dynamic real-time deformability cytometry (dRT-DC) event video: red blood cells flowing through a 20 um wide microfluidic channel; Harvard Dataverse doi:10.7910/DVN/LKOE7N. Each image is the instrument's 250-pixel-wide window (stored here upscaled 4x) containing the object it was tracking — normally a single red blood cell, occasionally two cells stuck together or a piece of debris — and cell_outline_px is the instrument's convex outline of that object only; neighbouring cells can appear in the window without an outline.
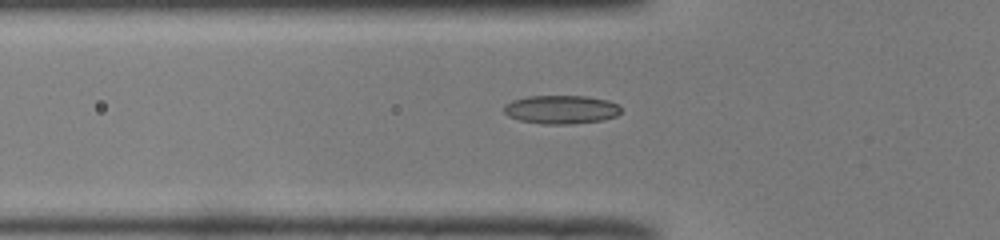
{"species": "common noctule bat (a hibernating species)", "species_latin": "Nyctalus noctula", "temperature_condition": "room temperature", "stored_images_in_passage": 38, "camera_frame_rate_fps": 3000, "um_per_image_px": 0.085, "animal": {"sex": "male", "body_mass_g": 19.0, "forearm_length_mm": 50.8}, "frame": {"image": 1, "passage_image": 8, "time_ms": 2.333, "image_size_px": [1000, 240], "cell_outline_px": [[620, 112], [616, 116], [604, 120], [572, 124], [540, 124], [520, 120], [508, 116], [504, 112], [504, 104], [512, 100], [528, 96], [584, 96], [608, 100], [616, 104], [620, 108]], "centroid_in_image_um": [47.67, 9.31], "position_along_channel_um": 78.1, "area_um2": 19.54}}
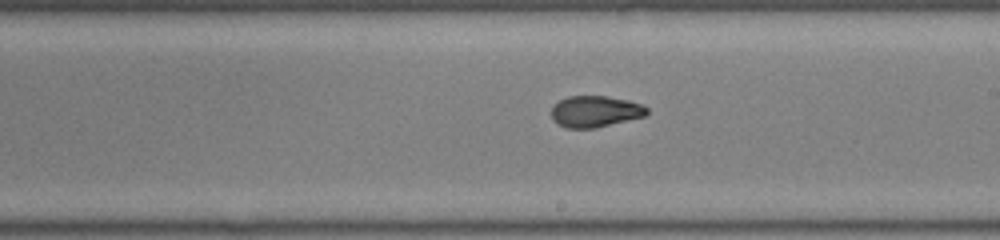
{"frame": {"image": 2, "passage_image": 20, "time_ms": 6.333, "image_size_px": [1000, 240], "cell_outline_px": [[648, 112], [644, 116], [596, 128], [564, 128], [556, 124], [552, 120], [552, 108], [560, 100], [568, 96], [604, 96], [628, 100], [640, 104], [648, 108]], "centroid_in_image_um": [50.56, 9.48], "position_along_channel_um": 238.4, "area_um2": 17.4}}
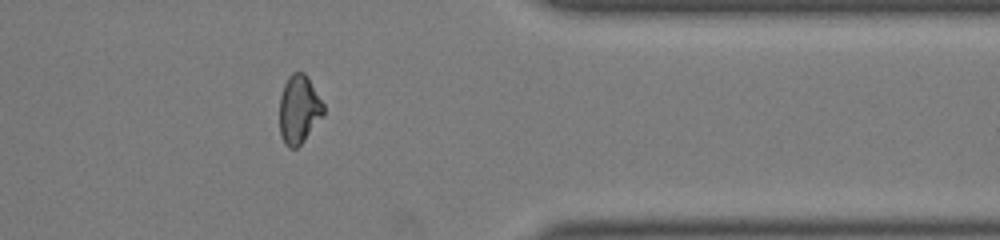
{"frame": {"image": 3, "passage_image": 32, "time_ms": 10.333, "image_size_px": [1000, 240], "cell_outline_px": [[324, 116], [304, 140], [296, 148], [288, 148], [284, 144], [280, 136], [280, 96], [284, 84], [288, 76], [292, 72], [304, 72], [308, 76], [324, 104]], "centroid_in_image_um": [25.42, 9.29], "position_along_channel_um": 386.0, "area_um2": 17.8}}